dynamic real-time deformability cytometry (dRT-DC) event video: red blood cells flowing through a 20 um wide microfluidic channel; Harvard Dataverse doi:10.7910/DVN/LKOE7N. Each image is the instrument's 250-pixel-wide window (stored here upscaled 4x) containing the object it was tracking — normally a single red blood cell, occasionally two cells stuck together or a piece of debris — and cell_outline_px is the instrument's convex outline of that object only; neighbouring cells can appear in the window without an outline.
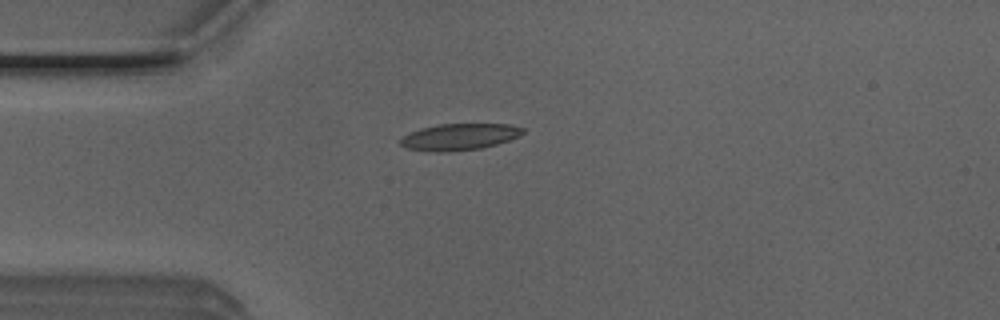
{"species": "Egyptian fruit bat (a non-hibernating species)", "species_latin": "Rousettus aegyptiacus", "temperature_condition": "room temperature", "stored_images_in_passage": 35, "camera_frame_rate_fps": 3000, "um_per_image_px": 0.085, "animal": {"sex": "male"}, "frame": {"image": 1, "passage_image": 2, "time_ms": 0.333, "image_size_px": [1000, 320], "cell_outline_px": [[524, 132], [508, 140], [496, 144], [480, 148], [448, 152], [432, 152], [408, 148], [400, 144], [400, 140], [404, 136], [420, 128], [436, 124], [508, 124], [524, 128]], "centroid_in_image_um": [39.02, 11.63], "position_along_channel_um": 46.0, "area_um2": 18.73}}
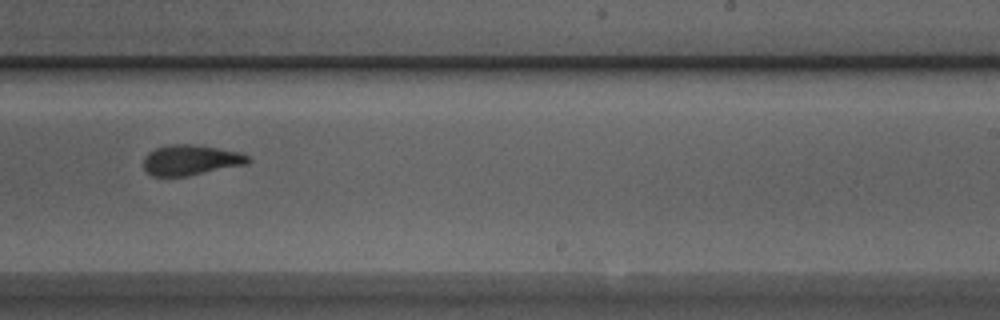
{"frame": {"image": 2, "passage_image": 20, "time_ms": 6.333, "image_size_px": [1000, 320], "cell_outline_px": [[252, 160], [248, 164], [188, 176], [152, 176], [144, 168], [144, 156], [148, 152], [156, 148], [172, 144], [192, 144], [240, 152], [248, 156]], "centroid_in_image_um": [16.23, 13.61], "position_along_channel_um": 272.8, "area_um2": 18.5}}
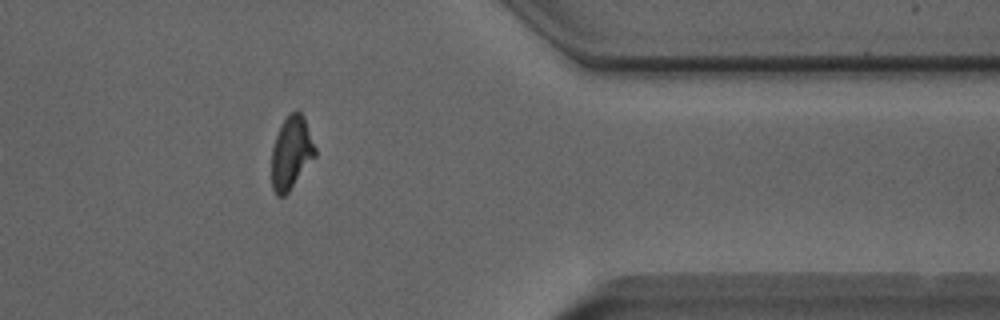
{"frame": {"image": 3, "passage_image": 30, "time_ms": 9.667, "image_size_px": [1000, 320], "cell_outline_px": [[316, 156], [288, 192], [284, 196], [276, 196], [272, 188], [272, 148], [280, 124], [288, 112], [300, 112], [304, 116], [316, 148]], "centroid_in_image_um": [24.76, 12.97], "position_along_channel_um": 386.6, "area_um2": 18.55}, "authors_computed_cell_mechanics": {"area_um2": 18.7272, "velocity_mm_per_s": 4.0292, "shape_relaxation_time_tau1_ms": 4.872, "shape_relaxation_time_tau2_ms": 2.0599, "deformation_change_tau1": 0.1819, "deformation_change_tau2": 0.0918}}